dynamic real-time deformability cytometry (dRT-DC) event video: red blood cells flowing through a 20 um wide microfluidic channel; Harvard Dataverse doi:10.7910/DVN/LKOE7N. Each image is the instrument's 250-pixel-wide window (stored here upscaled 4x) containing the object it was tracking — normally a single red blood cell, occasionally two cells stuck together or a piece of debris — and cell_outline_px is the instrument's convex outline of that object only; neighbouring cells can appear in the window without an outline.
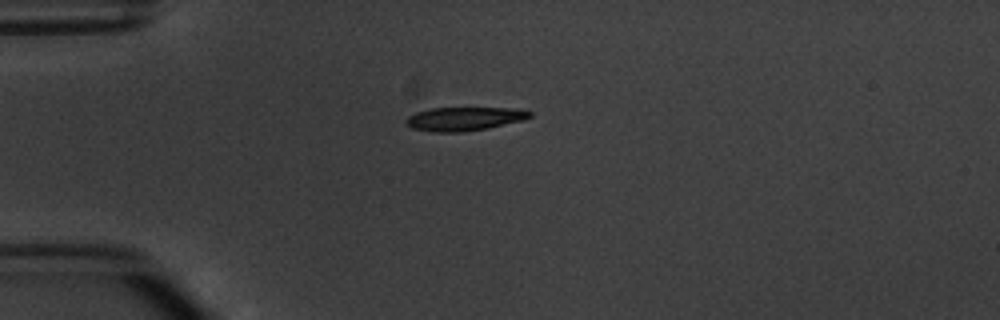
{"species": "common noctule bat (a hibernating species)", "species_latin": "Nyctalus noctula", "temperature_condition": "warm", "stored_images_in_passage": 4, "camera_frame_rate_fps": 3000, "um_per_image_px": 0.085, "animal": {"sex": "male", "body_mass_g": 20.1, "forearm_length_mm": 53.5}, "frame": {"image": 1, "passage_image": 1, "time_ms": 0.0, "image_size_px": [1000, 320], "cell_outline_px": [[532, 116], [524, 120], [488, 128], [464, 132], [432, 132], [412, 128], [404, 124], [404, 120], [408, 116], [416, 112], [432, 108], [512, 108], [532, 112]], "centroid_in_image_um": [39.43, 10.1], "position_along_channel_um": 45.6, "area_um2": 17.17}}
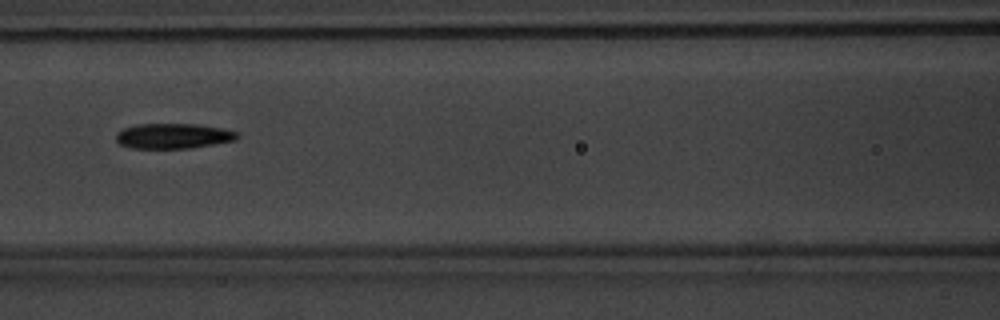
{"frame": {"image": 2, "passage_image": 4, "time_ms": 3.333, "image_size_px": [1000, 320], "cell_outline_px": [[240, 136], [236, 140], [192, 148], [132, 148], [120, 144], [116, 140], [116, 132], [124, 128], [136, 124], [200, 124], [220, 128], [236, 132]], "centroid_in_image_um": [14.72, 11.55], "position_along_channel_um": 151.9, "area_um2": 17.8}}